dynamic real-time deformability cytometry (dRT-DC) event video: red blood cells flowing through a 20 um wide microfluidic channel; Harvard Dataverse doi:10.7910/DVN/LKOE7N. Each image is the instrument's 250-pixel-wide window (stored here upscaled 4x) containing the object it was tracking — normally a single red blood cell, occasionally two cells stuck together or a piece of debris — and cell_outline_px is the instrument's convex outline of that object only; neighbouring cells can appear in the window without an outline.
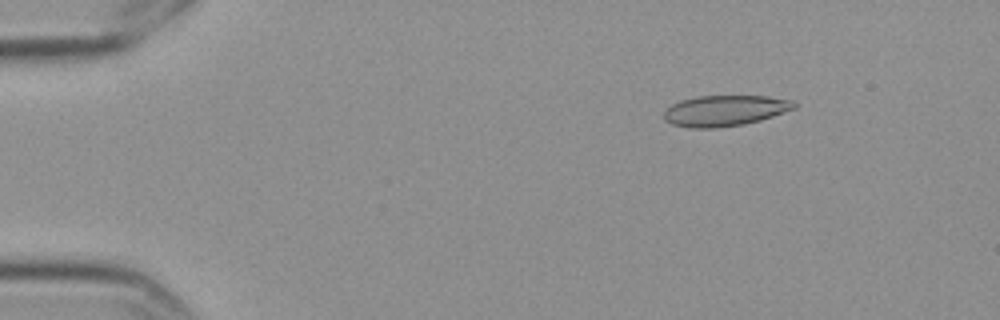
{"species": "Egyptian fruit bat (a non-hibernating species)", "species_latin": "Rousettus aegyptiacus", "temperature_condition": "cold", "stored_images_in_passage": 7, "camera_frame_rate_fps": 3000, "um_per_image_px": 0.085, "frame": {"image": 1, "passage_image": 1, "time_ms": 0.0, "image_size_px": [1000, 320], "cell_outline_px": [[796, 108], [760, 120], [740, 124], [716, 128], [692, 128], [672, 124], [664, 120], [664, 112], [672, 104], [680, 100], [696, 96], [768, 96], [792, 100], [796, 104]], "centroid_in_image_um": [61.6, 9.39], "position_along_channel_um": 23.4, "area_um2": 23.24}}
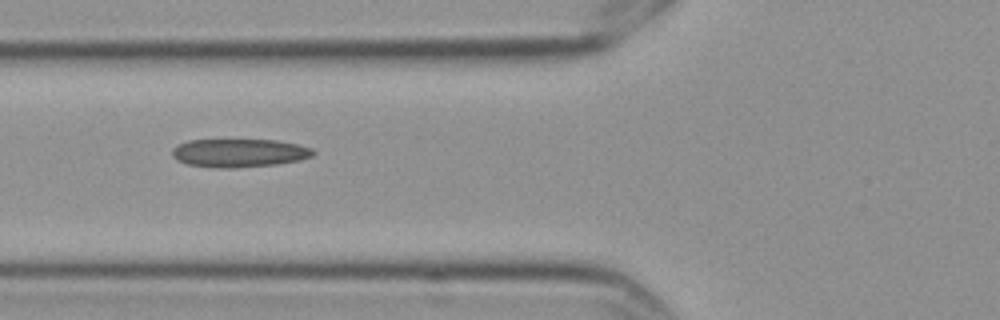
{"frame": {"image": 2, "passage_image": 5, "time_ms": 1.333, "image_size_px": [1000, 320], "cell_outline_px": [[316, 152], [312, 156], [300, 160], [276, 164], [236, 168], [220, 168], [188, 164], [176, 160], [172, 156], [172, 148], [176, 144], [188, 140], [276, 140], [296, 144], [312, 148]], "centroid_in_image_um": [20.31, 13.0], "position_along_channel_um": 105.5, "area_um2": 23.35}}
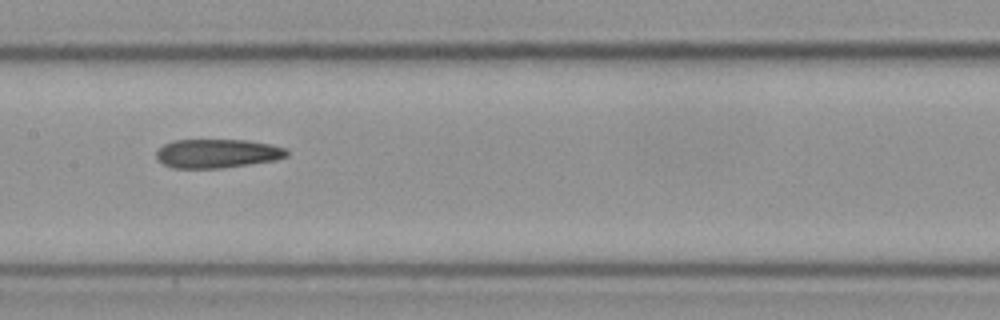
{"frame": {"image": 3, "passage_image": 7, "time_ms": 2.0, "image_size_px": [1000, 320], "cell_outline_px": [[288, 156], [276, 160], [220, 168], [172, 168], [164, 164], [156, 156], [156, 152], [164, 144], [172, 140], [248, 140], [272, 144], [288, 148]], "centroid_in_image_um": [18.51, 13.04], "position_along_channel_um": 188.9, "area_um2": 22.02}}